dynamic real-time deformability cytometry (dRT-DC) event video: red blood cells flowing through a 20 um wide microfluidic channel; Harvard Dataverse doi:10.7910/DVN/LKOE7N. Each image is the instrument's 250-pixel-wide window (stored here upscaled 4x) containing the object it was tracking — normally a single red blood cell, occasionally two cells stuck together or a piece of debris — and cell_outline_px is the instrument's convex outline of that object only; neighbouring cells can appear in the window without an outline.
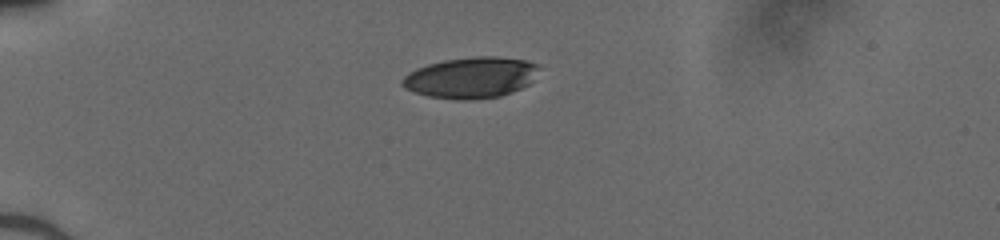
{"species": "human", "species_latin": "Homo sapiens", "temperature_condition": "cold", "stored_images_in_passage": 37, "camera_frame_rate_fps": 3000, "um_per_image_px": 0.085, "donor": {"sex": "male"}, "frame": {"image": 1, "passage_image": 1, "time_ms": 0.0, "image_size_px": [1000, 240], "cell_outline_px": [[540, 68], [528, 84], [512, 92], [500, 96], [472, 100], [456, 100], [428, 96], [404, 88], [400, 84], [400, 80], [408, 72], [416, 68], [428, 64], [444, 60], [476, 56], [496, 56], [524, 60], [540, 64]], "centroid_in_image_um": [40.0, 6.59], "position_along_channel_um": 45.0, "area_um2": 32.83}}
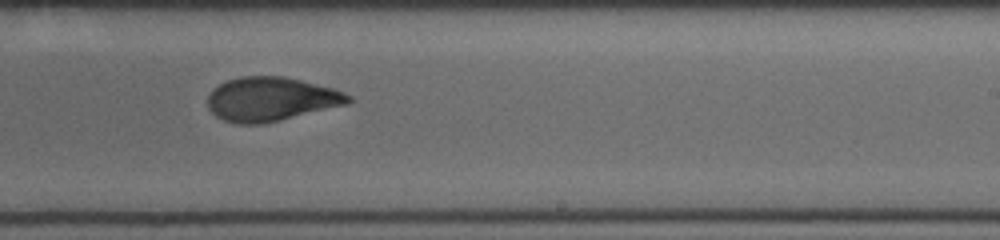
{"frame": {"image": 2, "passage_image": 20, "time_ms": 6.333, "image_size_px": [1000, 240], "cell_outline_px": [[352, 100], [348, 104], [264, 124], [236, 124], [224, 120], [216, 116], [208, 108], [208, 96], [212, 88], [228, 80], [244, 76], [284, 76], [332, 88], [344, 92], [352, 96]], "centroid_in_image_um": [23.03, 8.43], "position_along_channel_um": 266.0, "area_um2": 36.07}}
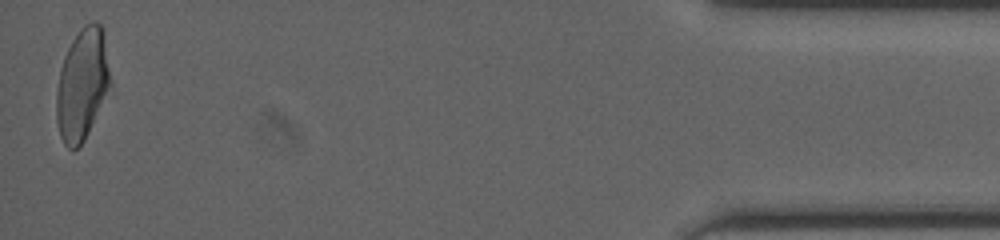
{"frame": {"image": 3, "passage_image": 37, "time_ms": 12.0, "image_size_px": [1000, 240], "cell_outline_px": [[112, 84], [84, 140], [72, 152], [64, 144], [60, 136], [56, 120], [56, 92], [60, 72], [64, 56], [72, 40], [80, 28], [84, 24], [92, 20], [96, 20], [104, 28]], "centroid_in_image_um": [7.01, 7.13], "position_along_channel_um": 428.2, "area_um2": 35.43}}